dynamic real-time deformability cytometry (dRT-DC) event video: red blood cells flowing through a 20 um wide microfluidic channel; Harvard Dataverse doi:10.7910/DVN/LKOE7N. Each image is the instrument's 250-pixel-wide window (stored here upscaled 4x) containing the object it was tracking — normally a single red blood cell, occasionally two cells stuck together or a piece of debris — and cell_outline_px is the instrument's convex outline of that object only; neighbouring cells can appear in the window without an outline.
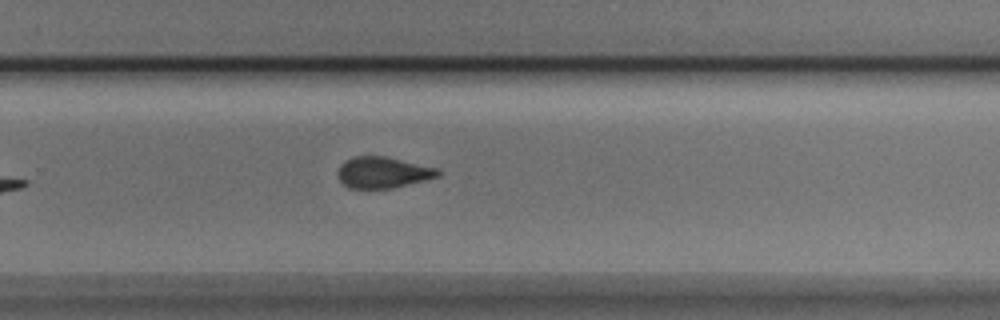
{"species": "Egyptian fruit bat (a non-hibernating species)", "species_latin": "Rousettus aegyptiacus", "temperature_condition": "cold", "stored_images_in_passage": 10, "camera_frame_rate_fps": 3000, "um_per_image_px": 0.085, "animal": {"sex": "male"}, "frame": {"image": 1, "passage_image": 10, "time_ms": 3.0, "image_size_px": [1000, 320], "cell_outline_px": [[440, 176], [392, 188], [348, 188], [340, 180], [336, 172], [340, 164], [344, 160], [352, 156], [384, 156], [436, 168], [440, 172]], "centroid_in_image_um": [32.48, 14.65], "position_along_channel_um": 297.3, "area_um2": 18.09}}